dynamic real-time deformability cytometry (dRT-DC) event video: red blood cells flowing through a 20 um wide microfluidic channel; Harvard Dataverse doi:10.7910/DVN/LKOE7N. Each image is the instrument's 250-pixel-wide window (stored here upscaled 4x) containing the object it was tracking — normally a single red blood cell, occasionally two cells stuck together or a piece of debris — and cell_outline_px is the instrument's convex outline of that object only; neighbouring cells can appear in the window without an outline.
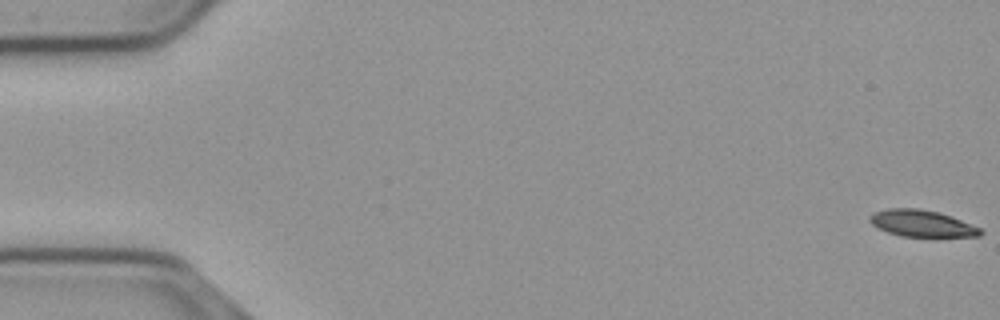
{"species": "common noctule bat (a hibernating species)", "species_latin": "Nyctalus noctula", "temperature_condition": "cold", "stored_images_in_passage": 58, "camera_frame_rate_fps": 3000, "um_per_image_px": 0.085, "animal": {"sex": "male", "body_mass_g": 23.1, "forearm_length_mm": 52.7}, "frame": {"image": 1, "passage_image": 1, "time_ms": 0.0, "image_size_px": [1000, 320], "cell_outline_px": [[984, 232], [980, 236], [936, 240], [932, 240], [900, 236], [876, 228], [868, 220], [868, 216], [872, 212], [888, 208], [920, 208], [940, 212], [952, 216], [980, 228]], "centroid_in_image_um": [78.4, 19.05], "position_along_channel_um": 6.6, "area_um2": 18.55}}
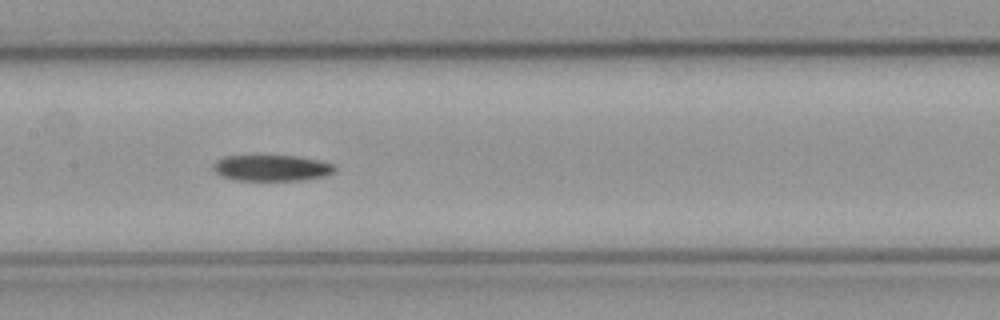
{"frame": {"image": 2, "passage_image": 28, "time_ms": 9.0, "image_size_px": [1000, 320], "cell_outline_px": [[336, 172], [324, 176], [308, 180], [236, 180], [220, 176], [212, 168], [212, 164], [216, 160], [224, 156], [296, 156], [336, 164]], "centroid_in_image_um": [23.1, 14.28], "position_along_channel_um": 184.3, "area_um2": 18.61}}
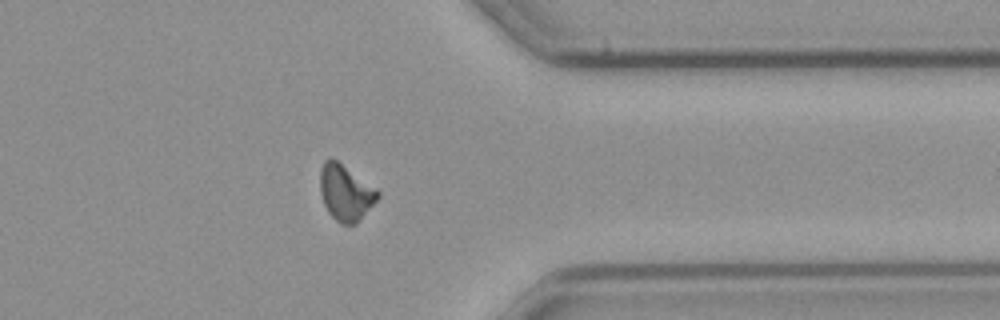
{"frame": {"image": 3, "passage_image": 45, "time_ms": 14.667, "image_size_px": [1000, 320], "cell_outline_px": [[380, 196], [356, 224], [340, 224], [328, 212], [324, 204], [320, 192], [320, 168], [324, 160], [332, 156], [376, 188], [380, 192]], "centroid_in_image_um": [29.36, 16.34], "position_along_channel_um": 382.0, "area_um2": 18.9}, "authors_computed_cell_mechanics": {"area_um2": 18.7561, "velocity_mm_per_s": 3.677, "shape_relaxation_time_tau1_ms": 6.4129, "shape_relaxation_time_tau2_ms": null, "deformation_change_tau1": 0.1524, "deformation_change_tau2": null}}